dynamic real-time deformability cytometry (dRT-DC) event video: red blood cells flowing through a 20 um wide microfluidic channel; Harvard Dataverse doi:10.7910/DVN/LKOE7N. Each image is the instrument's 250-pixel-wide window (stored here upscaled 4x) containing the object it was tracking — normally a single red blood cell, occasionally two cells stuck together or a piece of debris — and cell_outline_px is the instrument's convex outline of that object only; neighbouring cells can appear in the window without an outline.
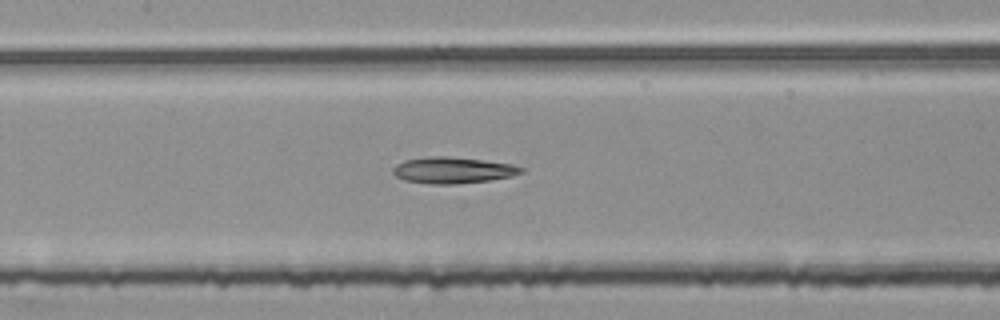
{"species": "common noctule bat (a hibernating species)", "species_latin": "Nyctalus noctula", "temperature_condition": "room temperature", "stored_images_in_passage": 53, "segment_of_instrument_passage": [2, 2], "camera_frame_rate_fps": 3000, "um_per_image_px": 0.085, "animal": {"sex": "female", "body_mass_g": 25.1}, "frame": {"image": 1, "passage_image": 24, "time_ms": 7.667, "image_size_px": [1000, 320], "cell_outline_px": [[524, 172], [512, 176], [488, 180], [452, 184], [432, 184], [404, 180], [396, 176], [392, 172], [392, 168], [396, 164], [404, 160], [436, 156], [444, 156], [484, 160], [512, 164], [524, 168]], "centroid_in_image_um": [38.49, 14.46], "position_along_channel_um": 168.9, "area_um2": 19.48}}
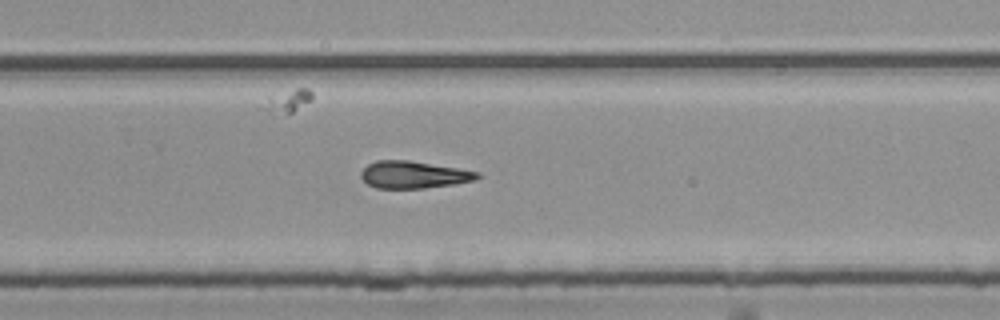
{"frame": {"image": 2, "passage_image": 34, "time_ms": 11.0, "image_size_px": [1000, 320], "cell_outline_px": [[480, 176], [476, 180], [456, 184], [424, 188], [376, 188], [368, 184], [360, 176], [360, 172], [368, 164], [376, 160], [408, 160], [480, 172]], "centroid_in_image_um": [35.15, 14.85], "position_along_channel_um": 294.6, "area_um2": 18.38}}
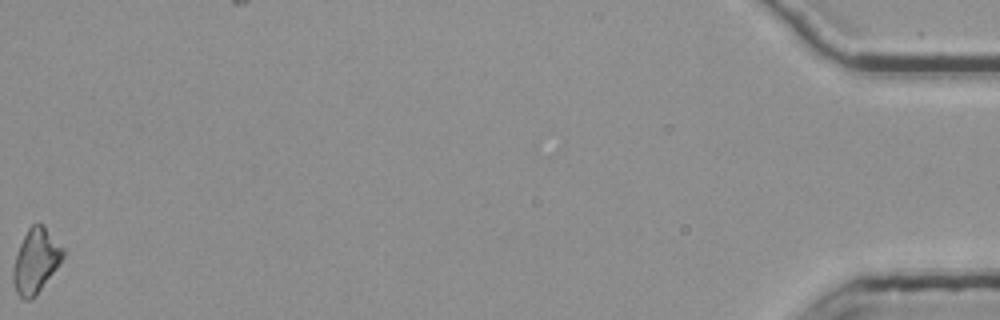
{"frame": {"image": 3, "passage_image": 53, "time_ms": 17.333, "image_size_px": [1000, 320], "cell_outline_px": [[64, 256], [56, 268], [36, 296], [32, 300], [24, 300], [16, 292], [12, 280], [12, 268], [20, 244], [28, 228], [36, 220], [44, 224], [64, 248]], "centroid_in_image_um": [3.04, 22.15], "position_along_channel_um": 432.2, "area_um2": 18.9}}